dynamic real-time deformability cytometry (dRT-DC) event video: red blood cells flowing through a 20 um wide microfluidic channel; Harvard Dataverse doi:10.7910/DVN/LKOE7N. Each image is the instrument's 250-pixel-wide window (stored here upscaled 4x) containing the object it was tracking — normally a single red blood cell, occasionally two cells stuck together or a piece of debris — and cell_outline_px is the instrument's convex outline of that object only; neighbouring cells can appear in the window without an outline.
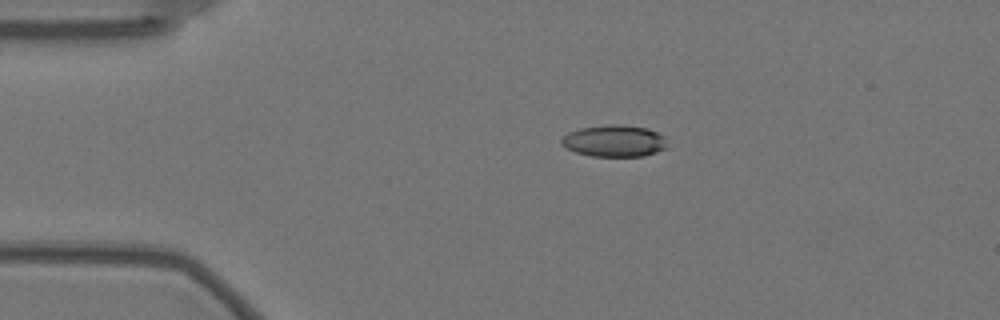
{"species": "Egyptian fruit bat (a non-hibernating species)", "species_latin": "Rousettus aegyptiacus", "temperature_condition": "warm", "stored_images_in_passage": 52, "camera_frame_rate_fps": 3000, "um_per_image_px": 0.085, "animal": {"sex": "female"}, "frame": {"image": 1, "passage_image": 6, "time_ms": 1.667, "image_size_px": [1000, 320], "cell_outline_px": [[664, 148], [656, 152], [644, 156], [592, 156], [576, 152], [560, 144], [560, 140], [568, 132], [580, 128], [608, 124], [620, 124], [648, 128], [664, 136]], "centroid_in_image_um": [52.18, 11.97], "position_along_channel_um": 32.8, "area_um2": 19.42}}
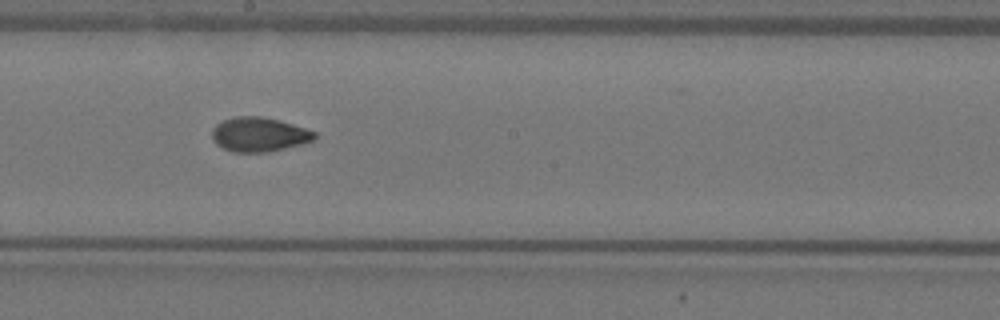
{"frame": {"image": 2, "passage_image": 26, "time_ms": 8.333, "image_size_px": [1000, 320], "cell_outline_px": [[316, 140], [304, 144], [268, 152], [232, 152], [216, 144], [212, 136], [212, 128], [216, 124], [224, 120], [236, 116], [260, 116], [280, 120], [316, 132]], "centroid_in_image_um": [22.04, 11.43], "position_along_channel_um": 226.2, "area_um2": 20.63}}
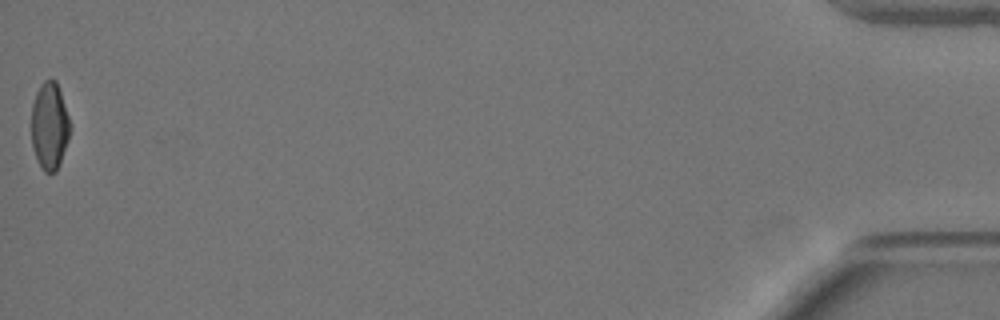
{"frame": {"image": 3, "passage_image": 52, "time_ms": 17.0, "image_size_px": [1000, 320], "cell_outline_px": [[72, 128], [56, 172], [44, 172], [36, 156], [32, 144], [32, 104], [36, 92], [40, 84], [44, 80], [56, 80]], "centroid_in_image_um": [4.21, 10.68], "position_along_channel_um": 431.0, "area_um2": 19.36}, "authors_computed_cell_mechanics": {"area_um2": 20.1722, "velocity_mm_per_s": 3.5249, "shape_relaxation_time_tau1_ms": 8.1215, "shape_relaxation_time_tau2_ms": 1.877, "deformation_change_tau1": 0.2099, "deformation_change_tau2": 0.0628}}